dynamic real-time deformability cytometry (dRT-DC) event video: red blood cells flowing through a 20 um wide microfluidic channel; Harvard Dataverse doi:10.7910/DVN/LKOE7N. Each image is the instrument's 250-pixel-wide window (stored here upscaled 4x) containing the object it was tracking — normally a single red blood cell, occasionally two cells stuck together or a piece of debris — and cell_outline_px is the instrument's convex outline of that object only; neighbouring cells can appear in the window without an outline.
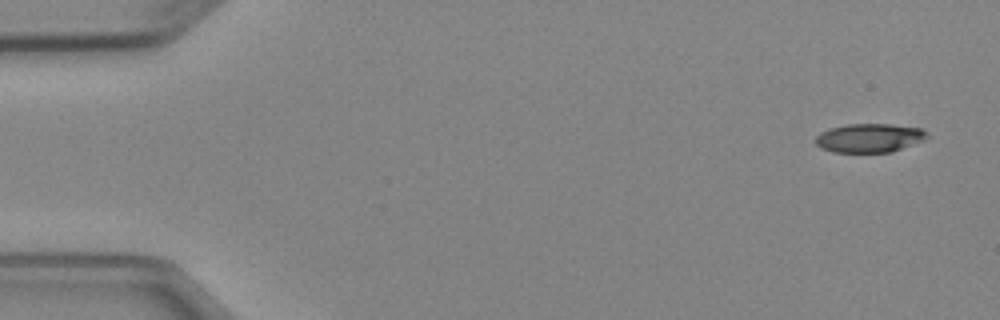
{"species": "Egyptian fruit bat (a non-hibernating species)", "species_latin": "Rousettus aegyptiacus", "temperature_condition": "cold", "stored_images_in_passage": 5, "camera_frame_rate_fps": 3000, "um_per_image_px": 0.085, "animal": {"sex": "female"}, "frame": {"image": 1, "passage_image": 1, "time_ms": 0.0, "image_size_px": [1000, 320], "cell_outline_px": [[928, 136], [924, 140], [892, 152], [832, 152], [820, 148], [816, 144], [816, 136], [820, 132], [828, 128], [844, 124], [888, 124], [920, 128]], "centroid_in_image_um": [73.84, 11.72], "position_along_channel_um": 11.2, "area_um2": 18.73}}
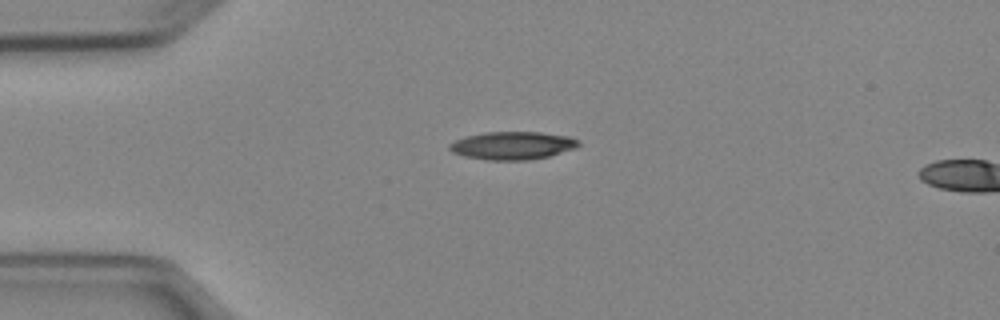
{"frame": {"image": 2, "passage_image": 4, "time_ms": 3.333, "image_size_px": [1000, 320], "cell_outline_px": [[580, 144], [576, 148], [548, 156], [528, 160], [488, 160], [464, 156], [452, 152], [448, 148], [448, 144], [456, 140], [468, 136], [484, 132], [540, 132], [568, 136], [580, 140]], "centroid_in_image_um": [43.57, 12.37], "position_along_channel_um": 41.4, "area_um2": 20.98}}